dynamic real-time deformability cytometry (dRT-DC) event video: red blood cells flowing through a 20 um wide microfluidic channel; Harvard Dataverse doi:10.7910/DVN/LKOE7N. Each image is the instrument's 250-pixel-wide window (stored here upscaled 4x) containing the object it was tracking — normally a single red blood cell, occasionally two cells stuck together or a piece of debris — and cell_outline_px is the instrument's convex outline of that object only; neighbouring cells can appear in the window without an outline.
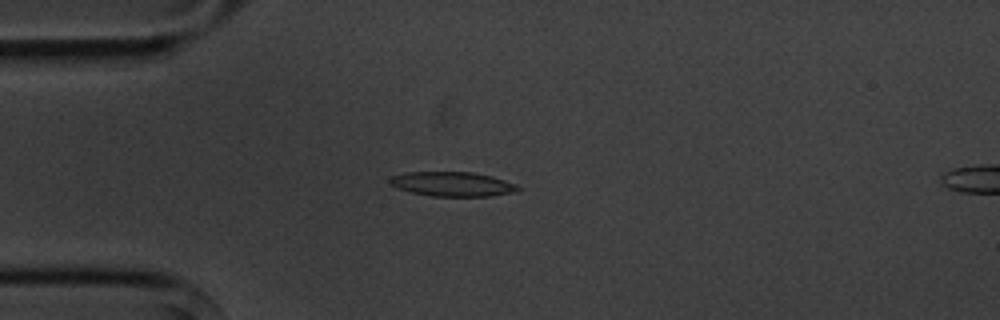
{"species": "common noctule bat (a hibernating species)", "species_latin": "Nyctalus noctula", "temperature_condition": "cold", "stored_images_in_passage": 3, "camera_frame_rate_fps": 3000, "um_per_image_px": 0.085, "animal": {"sex": "male", "body_mass_g": 20.1, "forearm_length_mm": 53.5}, "frame": {"image": 1, "passage_image": 2, "time_ms": 1.333, "image_size_px": [1000, 320], "cell_outline_px": [[520, 192], [492, 196], [432, 196], [412, 192], [400, 188], [392, 184], [388, 180], [392, 176], [404, 172], [472, 172], [492, 176], [516, 184], [520, 188]], "centroid_in_image_um": [38.53, 15.65], "position_along_channel_um": 46.5, "area_um2": 18.26}}